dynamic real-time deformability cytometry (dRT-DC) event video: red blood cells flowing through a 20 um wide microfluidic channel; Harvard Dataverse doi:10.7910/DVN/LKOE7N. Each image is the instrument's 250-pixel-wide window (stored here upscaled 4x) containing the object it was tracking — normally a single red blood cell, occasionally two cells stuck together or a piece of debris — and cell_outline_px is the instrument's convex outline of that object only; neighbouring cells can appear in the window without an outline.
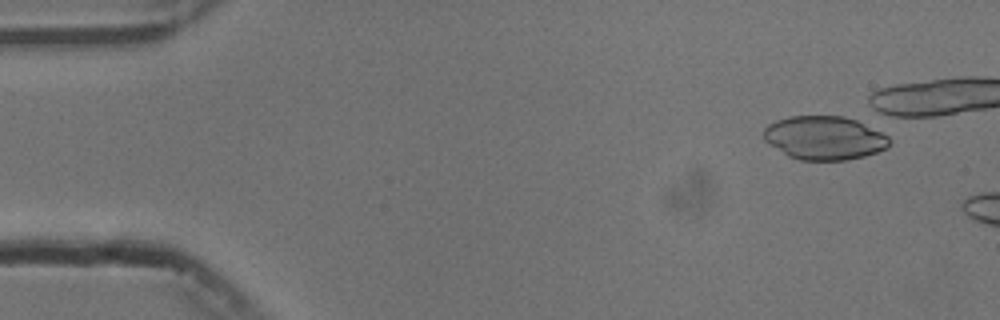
{"species": "common noctule bat (a hibernating species)", "species_latin": "Nyctalus noctula", "temperature_condition": "cold", "stored_images_in_passage": 39, "camera_frame_rate_fps": 3000, "um_per_image_px": 0.085, "animal": {"sex": "male", "body_mass_g": 13.3}, "frame": {"image": 1, "passage_image": 1, "time_ms": 0.0, "image_size_px": [1000, 320], "cell_outline_px": [[888, 144], [884, 148], [876, 152], [864, 156], [844, 160], [800, 160], [788, 156], [768, 144], [764, 140], [764, 128], [768, 124], [776, 120], [788, 116], [844, 116], [856, 120], [888, 136]], "centroid_in_image_um": [70.01, 11.72], "position_along_channel_um": 15.0, "area_um2": 31.73}}